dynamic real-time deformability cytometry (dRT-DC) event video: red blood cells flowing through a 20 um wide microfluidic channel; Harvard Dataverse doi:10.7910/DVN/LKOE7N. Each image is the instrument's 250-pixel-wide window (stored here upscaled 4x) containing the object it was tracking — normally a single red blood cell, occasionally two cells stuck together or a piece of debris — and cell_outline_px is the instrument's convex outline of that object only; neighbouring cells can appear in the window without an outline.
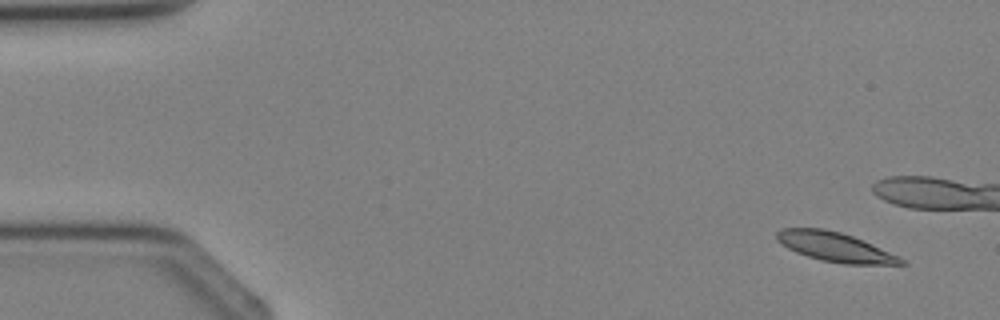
{"species": "Egyptian fruit bat (a non-hibernating species)", "species_latin": "Rousettus aegyptiacus", "temperature_condition": "cold", "stored_images_in_passage": 4, "camera_frame_rate_fps": 3000, "um_per_image_px": 0.085, "animal": {"sex": "female"}, "frame": {"image": 1, "passage_image": 4, "time_ms": 3.667, "image_size_px": [1000, 320], "cell_outline_px": [[908, 264], [844, 264], [820, 260], [796, 252], [788, 248], [776, 240], [776, 232], [780, 228], [824, 228], [840, 232], [852, 236], [872, 244], [900, 256]], "centroid_in_image_um": [70.97, 20.99], "position_along_channel_um": 14.0, "area_um2": 21.21}}